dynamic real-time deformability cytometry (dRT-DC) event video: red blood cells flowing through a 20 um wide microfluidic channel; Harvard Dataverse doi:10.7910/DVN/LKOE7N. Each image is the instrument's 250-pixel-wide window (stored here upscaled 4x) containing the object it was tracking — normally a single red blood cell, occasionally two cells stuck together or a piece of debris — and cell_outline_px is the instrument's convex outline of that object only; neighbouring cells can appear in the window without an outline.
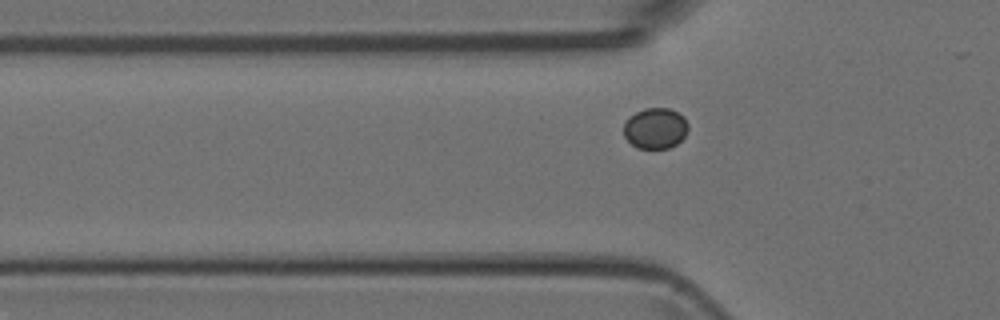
{"species": "Egyptian fruit bat (a non-hibernating species)", "species_latin": "Rousettus aegyptiacus", "temperature_condition": "room temperature", "stored_images_in_passage": 22, "camera_frame_rate_fps": 3000, "um_per_image_px": 0.085, "animal": {"sex": "female"}, "frame": {"image": 1, "passage_image": 7, "time_ms": 2.0, "image_size_px": [1000, 320], "cell_outline_px": [[688, 128], [684, 136], [676, 144], [668, 148], [636, 148], [624, 136], [624, 124], [628, 116], [644, 108], [668, 108], [684, 116], [688, 124]], "centroid_in_image_um": [55.69, 10.89], "position_along_channel_um": 70.1, "area_um2": 15.32}}
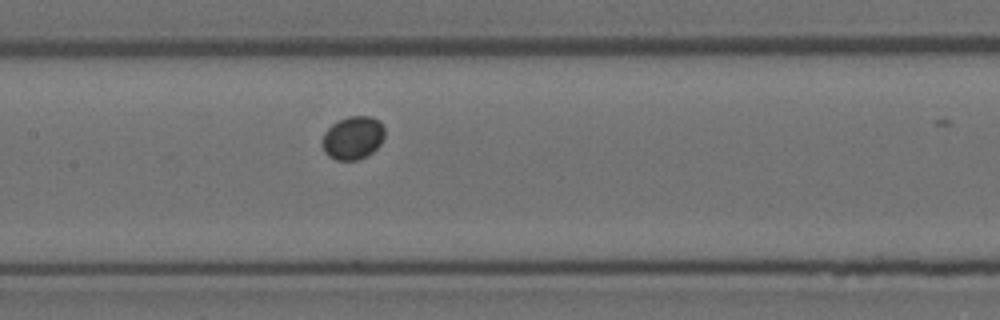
{"frame": {"image": 2, "passage_image": 15, "time_ms": 4.667, "image_size_px": [1000, 320], "cell_outline_px": [[384, 136], [380, 144], [372, 152], [356, 160], [336, 160], [328, 156], [324, 152], [320, 144], [320, 140], [324, 132], [332, 124], [348, 116], [372, 116], [380, 120], [384, 128]], "centroid_in_image_um": [29.96, 11.71], "position_along_channel_um": 177.4, "area_um2": 15.9}}
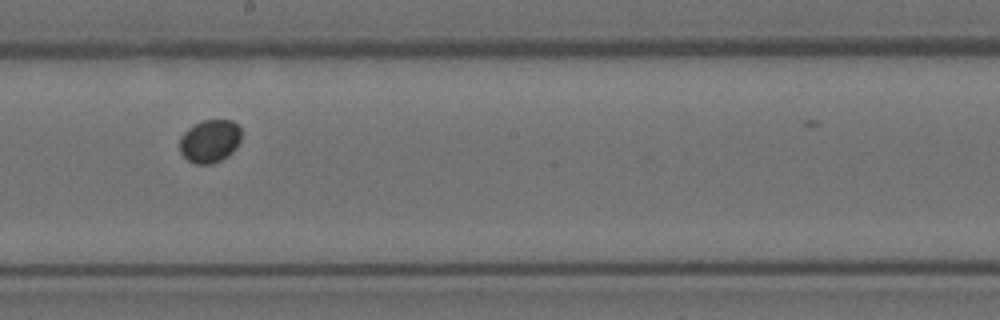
{"frame": {"image": 3, "passage_image": 19, "time_ms": 6.0, "image_size_px": [1000, 320], "cell_outline_px": [[240, 140], [236, 148], [228, 156], [212, 164], [196, 164], [188, 160], [180, 152], [180, 136], [188, 128], [204, 120], [232, 120], [240, 128]], "centroid_in_image_um": [17.83, 12.0], "position_along_channel_um": 230.4, "area_um2": 15.37}}